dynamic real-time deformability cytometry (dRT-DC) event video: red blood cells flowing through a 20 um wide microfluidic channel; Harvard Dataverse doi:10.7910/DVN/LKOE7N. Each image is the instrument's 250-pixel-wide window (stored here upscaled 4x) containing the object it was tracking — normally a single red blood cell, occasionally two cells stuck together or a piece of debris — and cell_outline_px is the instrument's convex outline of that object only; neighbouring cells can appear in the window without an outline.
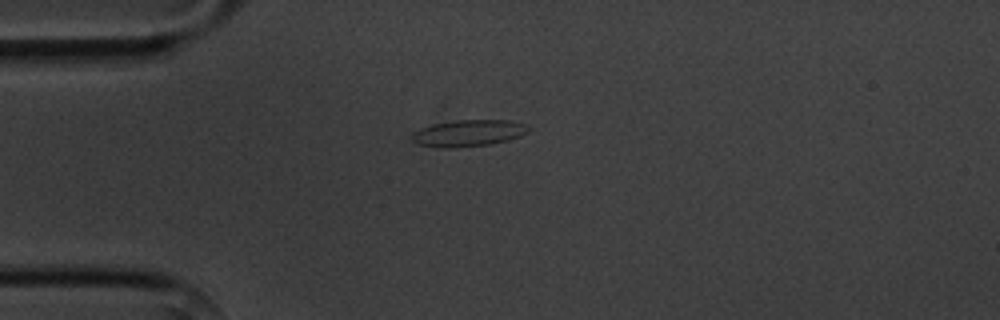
{"species": "common noctule bat (a hibernating species)", "species_latin": "Nyctalus noctula", "temperature_condition": "cold", "stored_images_in_passage": 6, "camera_frame_rate_fps": 3000, "um_per_image_px": 0.085, "animal": {"sex": "male", "body_mass_g": 20.1, "forearm_length_mm": 53.5}, "frame": {"image": 1, "passage_image": 6, "time_ms": 6.667, "image_size_px": [1000, 320], "cell_outline_px": [[528, 132], [520, 136], [508, 140], [488, 144], [456, 148], [440, 148], [416, 144], [412, 140], [412, 132], [420, 128], [432, 124], [456, 120], [512, 120], [528, 124]], "centroid_in_image_um": [39.8, 11.31], "position_along_channel_um": 45.2, "area_um2": 18.26}}